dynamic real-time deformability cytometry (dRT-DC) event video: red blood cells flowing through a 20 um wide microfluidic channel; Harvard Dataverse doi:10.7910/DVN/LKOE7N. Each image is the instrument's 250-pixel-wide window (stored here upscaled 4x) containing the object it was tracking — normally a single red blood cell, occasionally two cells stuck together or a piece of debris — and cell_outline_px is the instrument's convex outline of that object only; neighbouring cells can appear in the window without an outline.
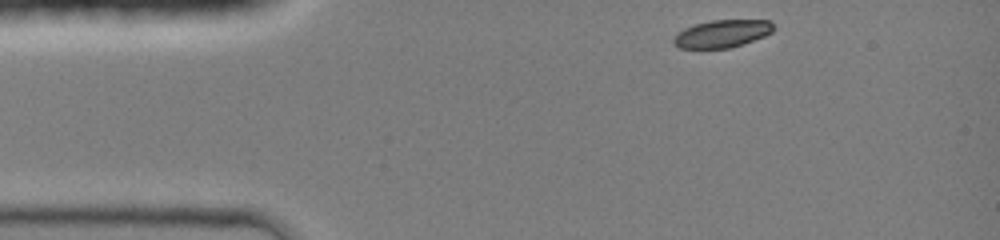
{"species": "common noctule bat (a hibernating species)", "species_latin": "Nyctalus noctula", "temperature_condition": "room temperature", "stored_images_in_passage": 35, "camera_frame_rate_fps": 3000, "um_per_image_px": 0.085, "animal": {"sex": "female", "body_mass_g": 19.0, "forearm_length_mm": 51.5}, "frame": {"image": 1, "passage_image": 1, "time_ms": 0.0, "image_size_px": [1000, 240], "cell_outline_px": [[776, 28], [772, 32], [764, 36], [728, 48], [680, 48], [672, 40], [676, 32], [684, 28], [696, 24], [712, 20], [772, 20]], "centroid_in_image_um": [61.39, 2.84], "position_along_channel_um": 23.6, "area_um2": 16.01}}
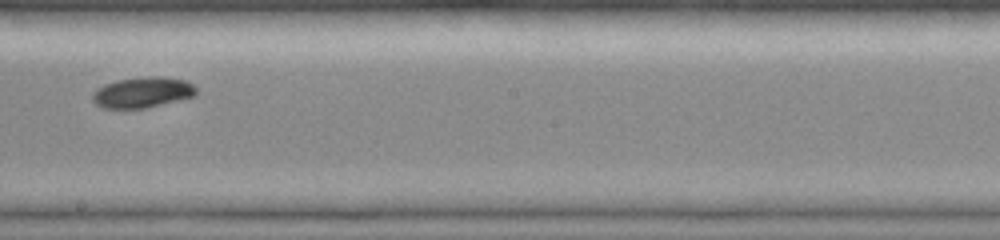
{"frame": {"image": 2, "passage_image": 20, "time_ms": 6.333, "image_size_px": [1000, 240], "cell_outline_px": [[196, 96], [144, 108], [104, 108], [96, 104], [92, 100], [92, 92], [96, 88], [104, 84], [116, 80], [148, 76], [160, 76], [184, 80], [192, 84], [196, 88]], "centroid_in_image_um": [12.09, 7.84], "position_along_channel_um": 236.1, "area_um2": 18.55}}
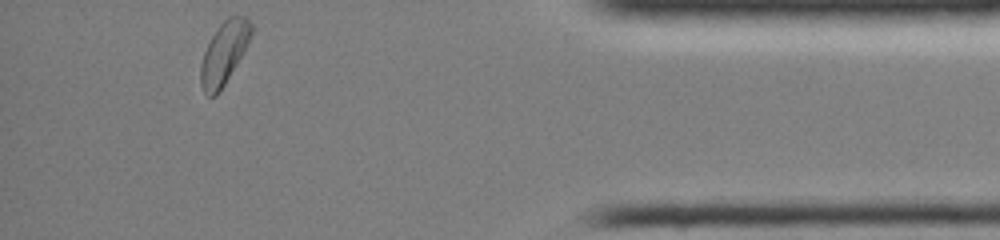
{"frame": {"image": 3, "passage_image": 35, "time_ms": 11.333, "image_size_px": [1000, 240], "cell_outline_px": [[252, 32], [244, 52], [224, 84], [216, 96], [208, 96], [204, 92], [200, 84], [200, 64], [204, 52], [216, 28], [228, 16], [248, 16], [252, 24]], "centroid_in_image_um": [19.04, 4.48], "position_along_channel_um": 416.2, "area_um2": 18.32}, "authors_computed_cell_mechanics": {"area_um2": 18.2648, "velocity_mm_per_s": 4.2742, "shape_relaxation_time_tau1_ms": 2.3273, "shape_relaxation_time_tau2_ms": null, "deformation_change_tau1": 0.0988, "deformation_change_tau2": null}}